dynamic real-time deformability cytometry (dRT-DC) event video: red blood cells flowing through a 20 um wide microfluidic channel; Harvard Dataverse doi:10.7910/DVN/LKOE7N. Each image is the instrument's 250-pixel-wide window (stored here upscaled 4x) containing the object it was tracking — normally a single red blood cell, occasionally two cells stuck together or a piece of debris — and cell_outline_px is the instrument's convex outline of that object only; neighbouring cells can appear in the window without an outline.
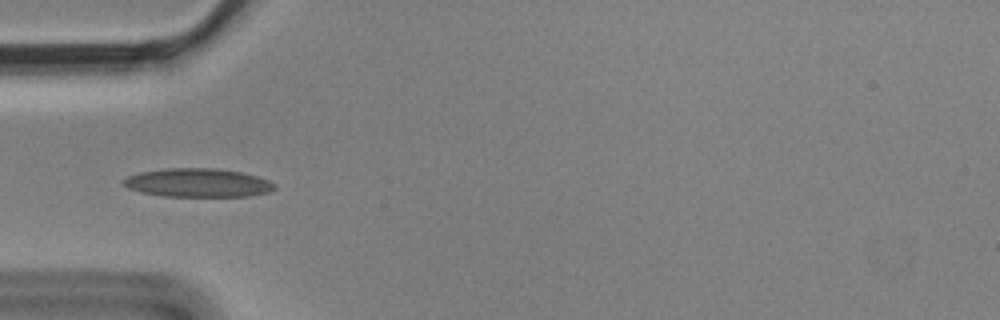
{"species": "Egyptian fruit bat (a non-hibernating species)", "species_latin": "Rousettus aegyptiacus", "temperature_condition": "cold", "stored_images_in_passage": 6, "camera_frame_rate_fps": 3000, "um_per_image_px": 0.085, "animal": {"sex": "male"}, "frame": {"image": 1, "passage_image": 3, "time_ms": 0.667, "image_size_px": [1000, 320], "cell_outline_px": [[276, 188], [268, 192], [248, 196], [164, 196], [140, 192], [128, 188], [120, 184], [120, 180], [128, 176], [140, 172], [164, 168], [216, 168], [240, 172], [256, 176], [268, 180], [276, 184]], "centroid_in_image_um": [16.77, 15.53], "position_along_channel_um": 68.2, "area_um2": 25.32}}
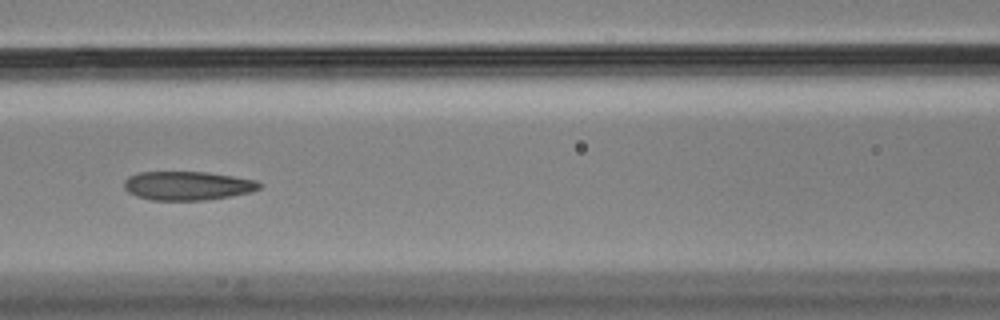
{"frame": {"image": 2, "passage_image": 5, "time_ms": 1.333, "image_size_px": [1000, 320], "cell_outline_px": [[260, 188], [252, 192], [204, 200], [152, 200], [136, 196], [128, 192], [124, 188], [124, 180], [128, 176], [136, 172], [208, 172], [256, 180], [260, 184]], "centroid_in_image_um": [15.9, 15.78], "position_along_channel_um": 150.7, "area_um2": 22.72}}
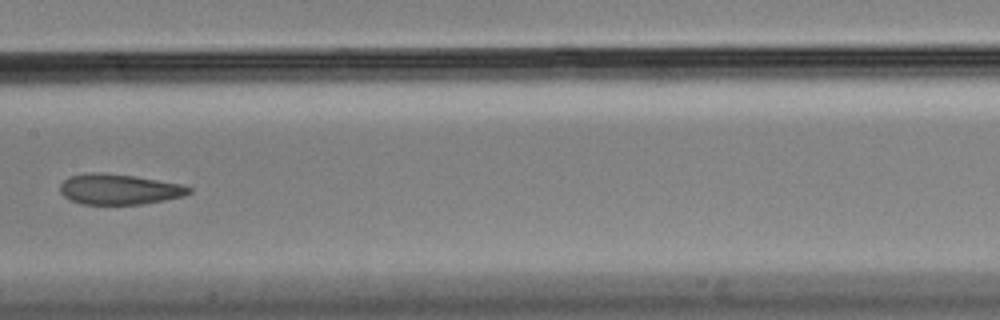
{"frame": {"image": 3, "passage_image": 6, "time_ms": 1.667, "image_size_px": [1000, 320], "cell_outline_px": [[192, 192], [184, 196], [164, 200], [140, 204], [80, 204], [64, 196], [60, 192], [60, 184], [68, 176], [92, 172], [132, 176], [180, 184], [192, 188]], "centroid_in_image_um": [10.1, 16.09], "position_along_channel_um": 197.3, "area_um2": 22.6}}